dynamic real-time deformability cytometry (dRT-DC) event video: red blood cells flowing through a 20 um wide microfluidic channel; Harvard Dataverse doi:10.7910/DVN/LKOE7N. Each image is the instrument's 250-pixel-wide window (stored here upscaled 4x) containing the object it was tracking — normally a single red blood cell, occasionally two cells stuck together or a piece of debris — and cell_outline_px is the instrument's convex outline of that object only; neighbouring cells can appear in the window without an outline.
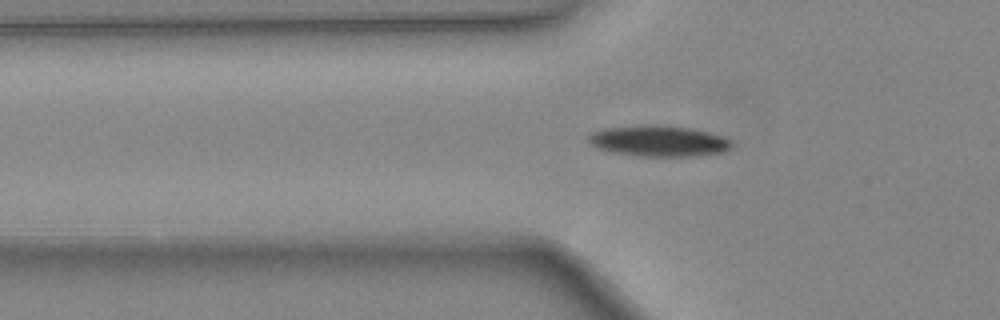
{"species": "common noctule bat (a hibernating species)", "species_latin": "Nyctalus noctula", "temperature_condition": "warm", "stored_images_in_passage": 44, "camera_frame_rate_fps": 3000, "um_per_image_px": 0.085, "animal": {"sex": "female", "body_mass_g": 24.6, "forearm_length_mm": 56.2}, "frame": {"image": 1, "passage_image": 14, "time_ms": 4.333, "image_size_px": [1000, 320], "cell_outline_px": [[732, 148], [724, 152], [700, 156], [636, 156], [612, 152], [596, 148], [588, 140], [588, 136], [592, 132], [600, 128], [636, 124], [668, 124], [692, 128], [708, 132], [732, 140]], "centroid_in_image_um": [55.98, 11.96], "position_along_channel_um": 69.8, "area_um2": 26.59}}
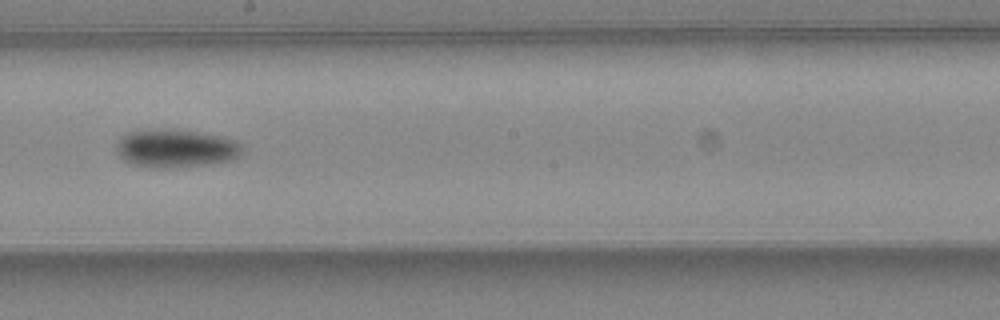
{"frame": {"image": 2, "passage_image": 25, "time_ms": 8.0, "image_size_px": [1000, 320], "cell_outline_px": [[244, 152], [236, 160], [208, 164], [168, 168], [152, 168], [128, 164], [116, 152], [116, 144], [128, 132], [140, 128], [172, 128], [200, 132], [224, 136], [236, 140], [244, 144]], "centroid_in_image_um": [14.98, 12.59], "position_along_channel_um": 233.2, "area_um2": 29.13}}
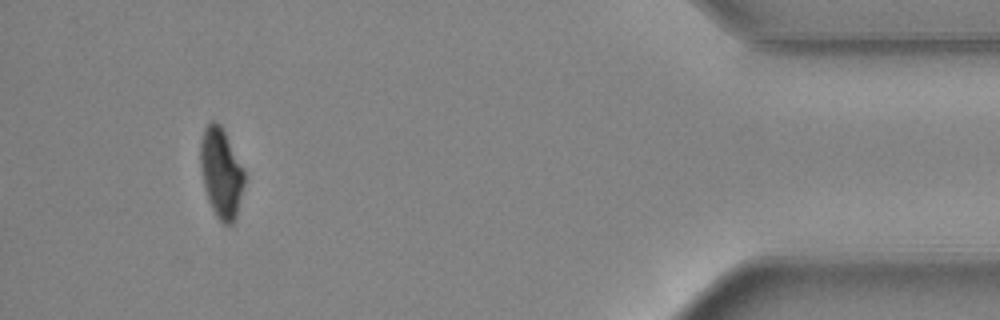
{"frame": {"image": 3, "passage_image": 41, "time_ms": 13.333, "image_size_px": [1000, 320], "cell_outline_px": [[244, 184], [236, 216], [232, 224], [224, 224], [216, 216], [208, 200], [204, 188], [200, 168], [200, 140], [204, 128], [212, 120], [216, 120], [220, 124], [244, 168]], "centroid_in_image_um": [18.78, 14.67], "position_along_channel_um": 416.4, "area_um2": 23.0}, "authors_computed_cell_mechanics": {"area_um2": 24.854, "velocity_mm_per_s": 4.5017, "shape_relaxation_time_tau1_ms": 3.0843, "shape_relaxation_time_tau2_ms": null, "deformation_change_tau1": 0.1345, "deformation_change_tau2": null}}